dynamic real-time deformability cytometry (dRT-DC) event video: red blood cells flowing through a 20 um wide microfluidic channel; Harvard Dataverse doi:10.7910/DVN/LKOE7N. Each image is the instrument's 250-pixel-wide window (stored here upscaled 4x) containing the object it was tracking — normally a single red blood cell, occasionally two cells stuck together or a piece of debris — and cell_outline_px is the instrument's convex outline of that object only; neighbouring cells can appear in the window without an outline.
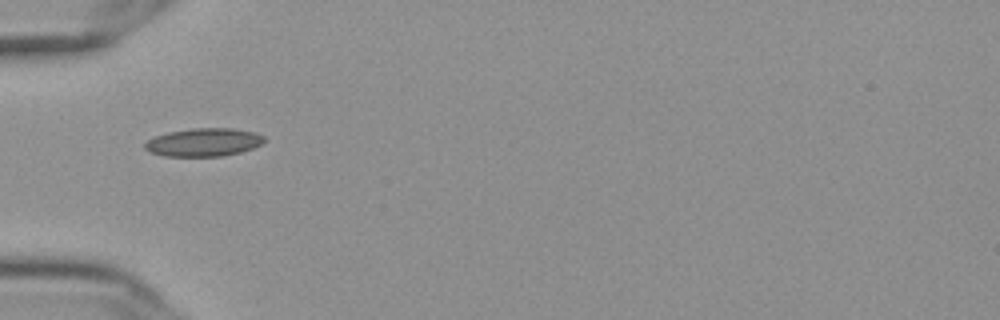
{"species": "Egyptian fruit bat (a non-hibernating species)", "species_latin": "Rousettus aegyptiacus", "temperature_condition": "cold", "stored_images_in_passage": 38, "camera_frame_rate_fps": 3000, "um_per_image_px": 0.085, "frame": {"image": 1, "passage_image": 1, "time_ms": 0.0, "image_size_px": [1000, 320], "cell_outline_px": [[264, 140], [260, 144], [252, 148], [240, 152], [220, 156], [164, 156], [148, 152], [144, 148], [144, 144], [148, 140], [156, 136], [168, 132], [192, 128], [232, 128], [256, 132], [264, 136]], "centroid_in_image_um": [17.29, 12.09], "position_along_channel_um": 67.7, "area_um2": 19.54}}
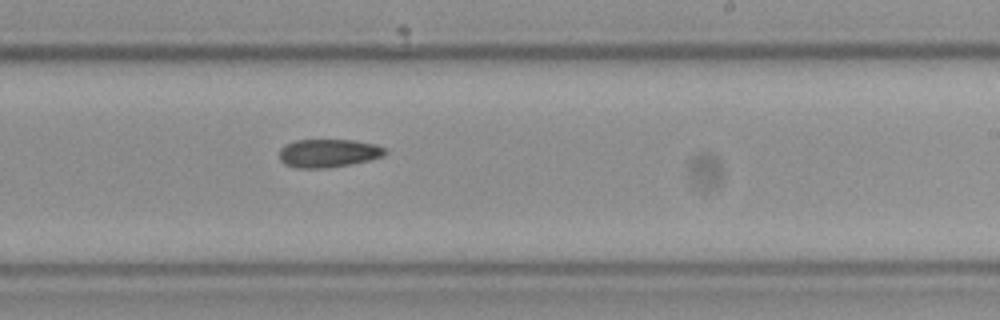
{"frame": {"image": 2, "passage_image": 17, "time_ms": 5.333, "image_size_px": [1000, 320], "cell_outline_px": [[388, 152], [384, 156], [368, 160], [328, 168], [296, 168], [284, 164], [280, 160], [280, 148], [284, 144], [296, 140], [352, 140], [376, 144], [388, 148]], "centroid_in_image_um": [27.92, 13.01], "position_along_channel_um": 261.1, "area_um2": 17.57}}
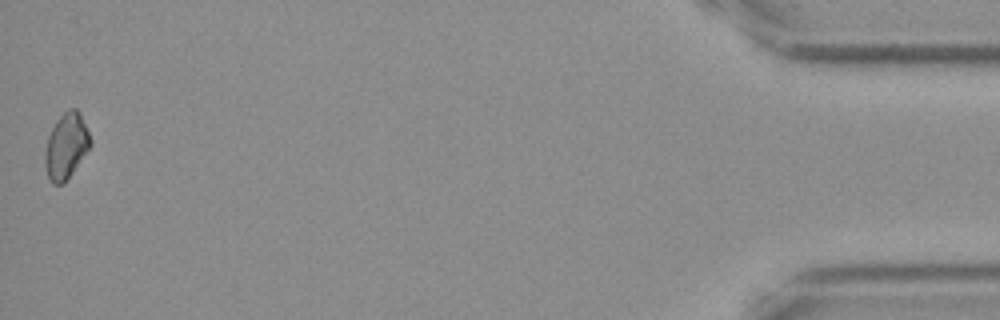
{"frame": {"image": 3, "passage_image": 38, "time_ms": 12.333, "image_size_px": [1000, 320], "cell_outline_px": [[92, 144], [64, 184], [52, 184], [48, 176], [44, 164], [44, 156], [48, 136], [56, 120], [68, 108], [76, 108], [80, 112], [92, 140]], "centroid_in_image_um": [5.63, 12.4], "position_along_channel_um": 429.6, "area_um2": 17.4}}